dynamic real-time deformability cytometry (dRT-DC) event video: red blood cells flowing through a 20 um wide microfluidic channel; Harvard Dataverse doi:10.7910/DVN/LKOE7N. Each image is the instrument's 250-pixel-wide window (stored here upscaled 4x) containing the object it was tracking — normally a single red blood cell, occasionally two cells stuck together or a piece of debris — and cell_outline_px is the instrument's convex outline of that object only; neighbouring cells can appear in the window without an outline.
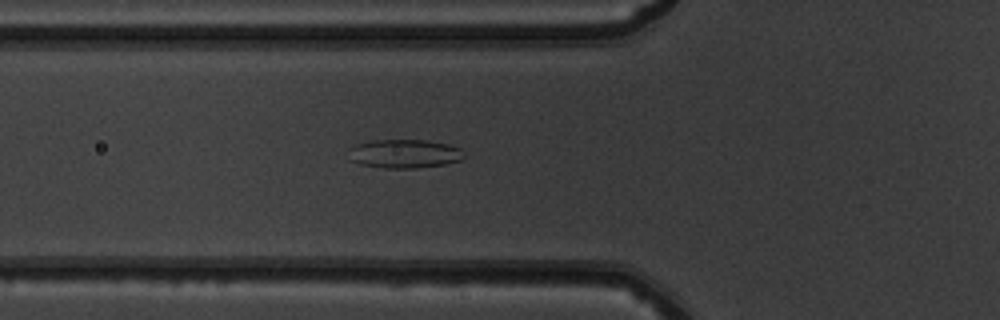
{"species": "common noctule bat (a hibernating species)", "species_latin": "Nyctalus noctula", "temperature_condition": "warm", "stored_images_in_passage": 46, "camera_frame_rate_fps": 3000, "um_per_image_px": 0.085, "animal": {"sex": "male", "body_mass_g": 19.5, "forearm_length_mm": 54.6}, "frame": {"image": 1, "passage_image": 14, "time_ms": 4.333, "image_size_px": [1000, 320], "cell_outline_px": [[464, 156], [460, 160], [448, 164], [416, 168], [384, 168], [360, 164], [352, 160], [348, 148], [356, 144], [372, 140], [428, 140], [448, 144], [460, 148]], "centroid_in_image_um": [34.39, 13.06], "position_along_channel_um": 91.4, "area_um2": 19.36}}
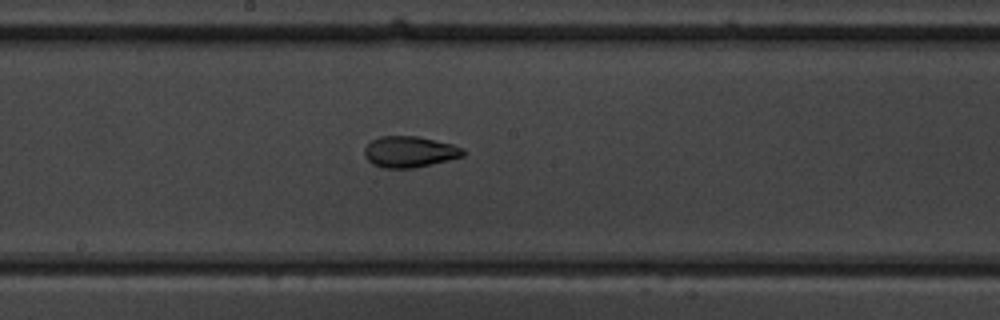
{"frame": {"image": 2, "passage_image": 23, "time_ms": 7.333, "image_size_px": [1000, 320], "cell_outline_px": [[464, 156], [432, 164], [412, 168], [384, 168], [372, 164], [364, 156], [364, 148], [372, 140], [380, 136], [416, 136], [452, 144], [464, 148]], "centroid_in_image_um": [34.8, 12.9], "position_along_channel_um": 213.4, "area_um2": 17.86}}
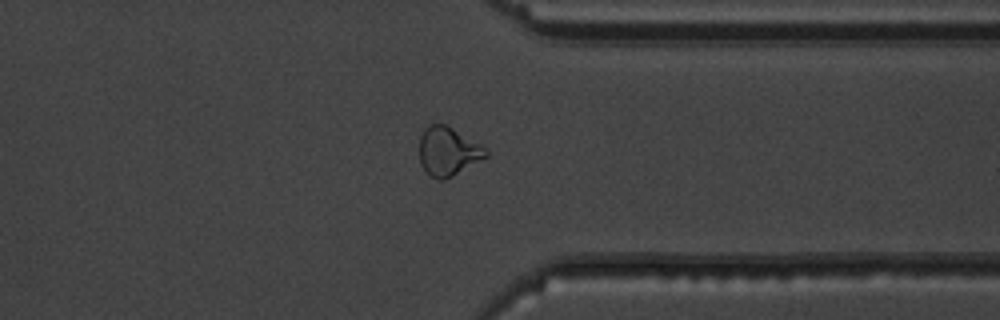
{"frame": {"image": 3, "passage_image": 35, "time_ms": 11.333, "image_size_px": [1000, 320], "cell_outline_px": [[488, 156], [452, 176], [444, 180], [440, 180], [432, 176], [420, 164], [420, 136], [424, 128], [428, 124], [444, 124], [452, 128], [480, 144], [488, 152]], "centroid_in_image_um": [38.06, 12.85], "position_along_channel_um": 373.3, "area_um2": 18.55}, "authors_computed_cell_mechanics": {"area_um2": 19.2474, "velocity_mm_per_s": 4.0524, "shape_relaxation_time_tau1_ms": null, "shape_relaxation_time_tau2_ms": 2.3333, "deformation_change_tau1": null, "deformation_change_tau2": 0.0832}}